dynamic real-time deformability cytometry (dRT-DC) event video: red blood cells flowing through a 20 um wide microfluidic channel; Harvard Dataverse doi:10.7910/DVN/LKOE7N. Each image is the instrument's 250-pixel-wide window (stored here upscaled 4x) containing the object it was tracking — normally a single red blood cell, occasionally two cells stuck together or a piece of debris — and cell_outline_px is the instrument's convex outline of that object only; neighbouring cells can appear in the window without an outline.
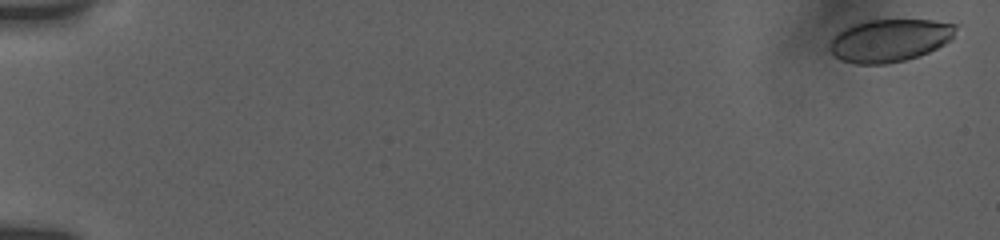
{"species": "human", "species_latin": "Homo sapiens", "temperature_condition": "room temperature", "stored_images_in_passage": 10, "camera_frame_rate_fps": 3000, "um_per_image_px": 0.085, "donor": {"sex": "female"}, "frame": {"image": 1, "passage_image": 1, "time_ms": 0.0, "image_size_px": [1000, 240], "cell_outline_px": [[956, 28], [952, 40], [928, 52], [904, 60], [884, 64], [856, 64], [840, 60], [828, 48], [832, 40], [844, 28], [852, 24], [868, 20], [932, 20], [956, 24]], "centroid_in_image_um": [75.63, 3.43], "position_along_channel_um": 9.4, "area_um2": 31.1}}
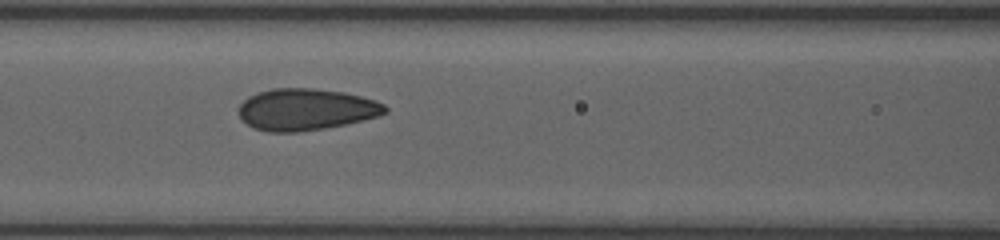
{"frame": {"image": 2, "passage_image": 9, "time_ms": 8.333, "image_size_px": [1000, 240], "cell_outline_px": [[388, 112], [380, 116], [344, 124], [324, 128], [296, 132], [268, 132], [252, 128], [236, 112], [240, 104], [248, 96], [272, 88], [312, 88], [344, 92], [376, 100], [384, 104], [388, 108]], "centroid_in_image_um": [26.0, 9.3], "position_along_channel_um": 140.6, "area_um2": 35.66}}
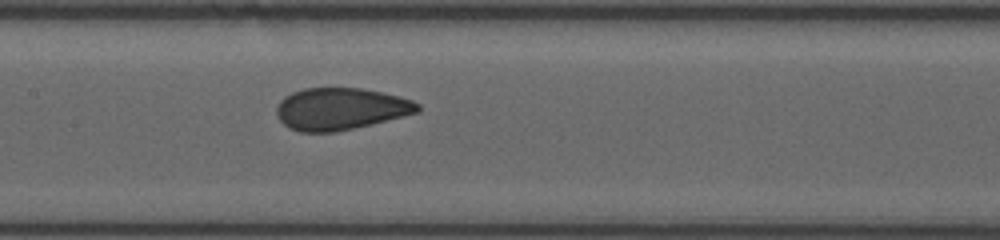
{"frame": {"image": 3, "passage_image": 10, "time_ms": 9.333, "image_size_px": [1000, 240], "cell_outline_px": [[420, 112], [352, 128], [332, 132], [300, 132], [288, 128], [280, 120], [276, 112], [276, 108], [280, 100], [284, 96], [292, 92], [304, 88], [360, 88], [380, 92], [412, 100], [420, 104]], "centroid_in_image_um": [28.91, 9.25], "position_along_channel_um": 178.5, "area_um2": 34.28}}